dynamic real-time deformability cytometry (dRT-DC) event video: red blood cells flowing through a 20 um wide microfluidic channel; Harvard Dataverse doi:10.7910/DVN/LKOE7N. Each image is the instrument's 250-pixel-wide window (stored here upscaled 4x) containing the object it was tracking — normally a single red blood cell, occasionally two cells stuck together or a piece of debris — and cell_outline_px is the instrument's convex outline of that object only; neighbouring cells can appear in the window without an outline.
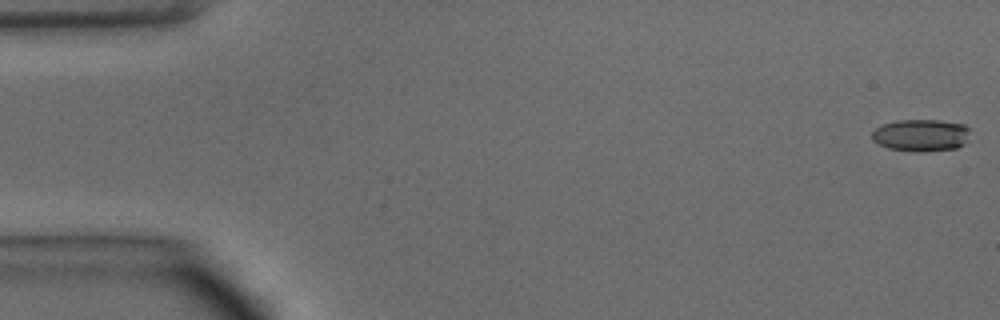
{"species": "common noctule bat (a hibernating species)", "species_latin": "Nyctalus noctula", "temperature_condition": "warm", "stored_images_in_passage": 49, "camera_frame_rate_fps": 3000, "um_per_image_px": 0.085, "animal": {"sex": "male", "body_mass_g": 15.6}, "frame": {"image": 1, "passage_image": 1, "time_ms": 0.0, "image_size_px": [1000, 320], "cell_outline_px": [[968, 128], [964, 144], [956, 148], [924, 152], [916, 152], [888, 148], [872, 140], [872, 132], [876, 128], [884, 124], [896, 120], [940, 120], [964, 124]], "centroid_in_image_um": [78.26, 11.5], "position_along_channel_um": 6.7, "area_um2": 18.26}}
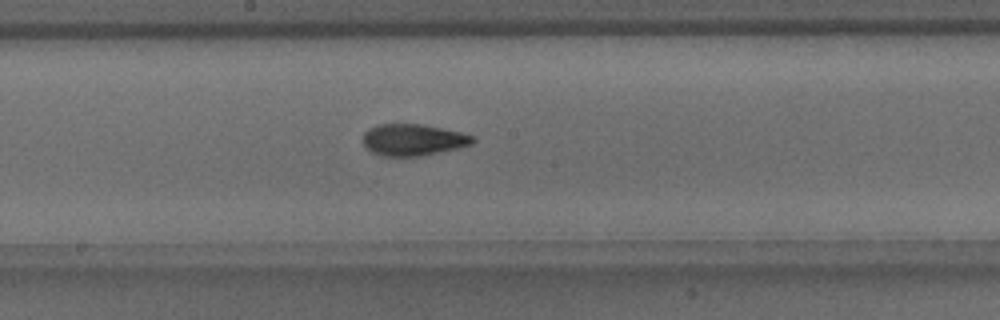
{"frame": {"image": 2, "passage_image": 26, "time_ms": 8.333, "image_size_px": [1000, 320], "cell_outline_px": [[476, 140], [472, 144], [440, 152], [420, 156], [380, 156], [372, 152], [364, 144], [364, 132], [368, 128], [376, 124], [420, 124], [460, 132], [472, 136]], "centroid_in_image_um": [35.08, 11.88], "position_along_channel_um": 213.1, "area_um2": 20.06}}
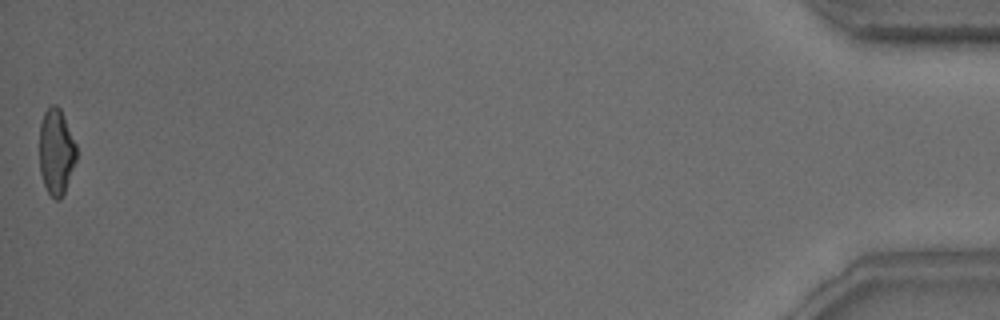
{"frame": {"image": 3, "passage_image": 49, "time_ms": 16.0, "image_size_px": [1000, 320], "cell_outline_px": [[76, 160], [64, 192], [60, 200], [56, 200], [48, 192], [44, 184], [40, 172], [40, 124], [44, 112], [52, 104], [56, 104], [60, 108], [76, 144]], "centroid_in_image_um": [4.77, 12.89], "position_along_channel_um": 430.4, "area_um2": 18.32}, "authors_computed_cell_mechanics": {"area_um2": 19.5942, "velocity_mm_per_s": 4.1259, "shape_relaxation_time_tau1_ms": 4.8435, "shape_relaxation_time_tau2_ms": 2.4631, "deformation_change_tau1": 0.2028, "deformation_change_tau2": 0.1057}}